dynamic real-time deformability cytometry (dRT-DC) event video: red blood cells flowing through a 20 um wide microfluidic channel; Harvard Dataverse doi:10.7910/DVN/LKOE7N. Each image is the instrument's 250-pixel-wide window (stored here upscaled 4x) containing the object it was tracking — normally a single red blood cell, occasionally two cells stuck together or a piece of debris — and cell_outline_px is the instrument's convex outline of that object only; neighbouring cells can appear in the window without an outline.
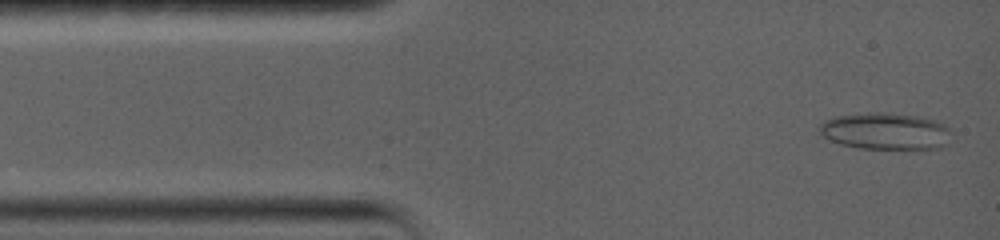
{"species": "common noctule bat (a hibernating species)", "species_latin": "Nyctalus noctula", "temperature_condition": "warm", "stored_images_in_passage": 54, "camera_frame_rate_fps": 5000, "um_per_image_px": 0.085, "animal": {"sex": "female", "body_mass_g": 19.0, "forearm_length_mm": 56.7}, "frame": {"image": 1, "passage_image": 2, "time_ms": 0.2, "image_size_px": [1000, 240], "cell_outline_px": [[948, 144], [944, 148], [856, 148], [840, 144], [828, 140], [816, 128], [824, 120], [832, 116], [868, 112], [880, 112], [916, 116], [936, 120], [944, 124], [948, 128]], "centroid_in_image_um": [75.2, 11.14], "position_along_channel_um": 9.8, "area_um2": 28.38}}
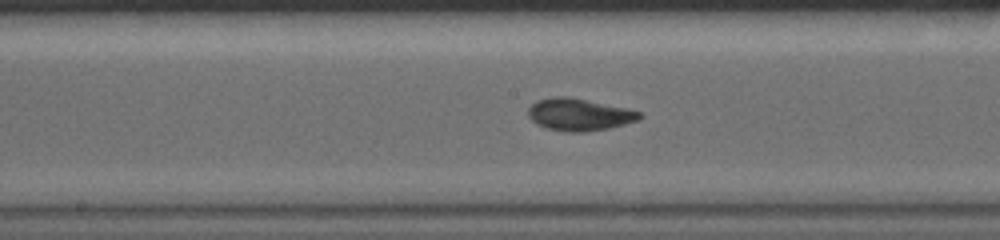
{"frame": {"image": 2, "passage_image": 24, "time_ms": 7.2, "image_size_px": [1000, 240], "cell_outline_px": [[644, 116], [640, 120], [608, 128], [584, 132], [568, 132], [548, 128], [536, 124], [528, 116], [528, 108], [536, 100], [552, 96], [568, 96], [628, 108], [640, 112]], "centroid_in_image_um": [49.24, 9.72], "position_along_channel_um": 199.0, "area_um2": 21.04}}
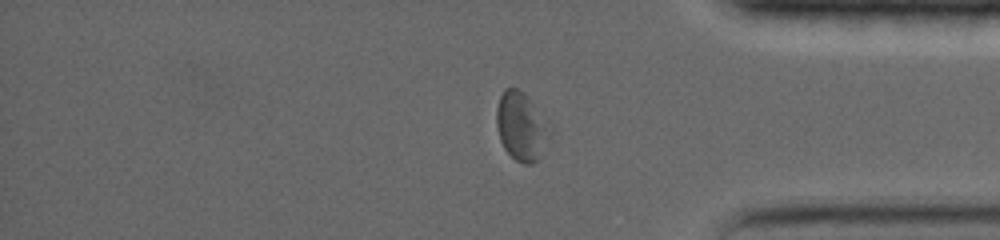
{"frame": {"image": 3, "passage_image": 42, "time_ms": 12.8, "image_size_px": [1000, 240], "cell_outline_px": [[556, 132], [540, 160], [532, 164], [524, 164], [516, 160], [504, 148], [500, 140], [496, 124], [496, 108], [500, 96], [504, 88], [516, 88], [552, 124]], "centroid_in_image_um": [44.4, 10.82], "position_along_channel_um": 390.8, "area_um2": 21.91}, "authors_computed_cell_mechanics": {"area_um2": 21.1837, "velocity_mm_per_s": 3.6318, "shape_relaxation_time_tau1_ms": 11.3483, "shape_relaxation_time_tau2_ms": 3.1896, "deformation_change_tau1": 0.2175, "deformation_change_tau2": 0.0761}}